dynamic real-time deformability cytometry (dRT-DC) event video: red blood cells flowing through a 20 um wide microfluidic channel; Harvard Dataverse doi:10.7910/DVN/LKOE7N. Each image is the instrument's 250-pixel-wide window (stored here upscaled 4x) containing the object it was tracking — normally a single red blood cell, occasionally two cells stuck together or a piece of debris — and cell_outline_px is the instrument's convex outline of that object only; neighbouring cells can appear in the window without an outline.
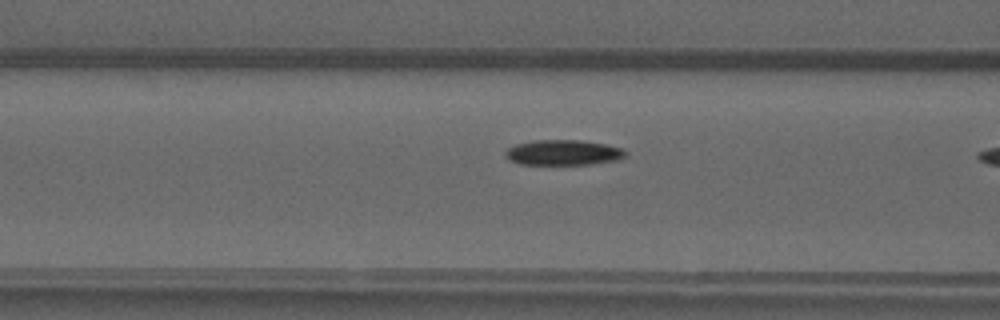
{"species": "common noctule bat (a hibernating species)", "species_latin": "Nyctalus noctula", "temperature_condition": "warm", "stored_images_in_passage": 8, "camera_frame_rate_fps": 3000, "um_per_image_px": 0.085, "animal": {"sex": "male", "forearm_length_mm": 52.5}, "frame": {"image": 1, "passage_image": 7, "time_ms": 2.0, "image_size_px": [1000, 320], "cell_outline_px": [[628, 156], [620, 160], [592, 164], [520, 164], [508, 160], [504, 156], [504, 152], [508, 148], [516, 144], [532, 140], [580, 140], [604, 144], [624, 148], [628, 152]], "centroid_in_image_um": [47.91, 12.97], "position_along_channel_um": 118.7, "area_um2": 18.03}}